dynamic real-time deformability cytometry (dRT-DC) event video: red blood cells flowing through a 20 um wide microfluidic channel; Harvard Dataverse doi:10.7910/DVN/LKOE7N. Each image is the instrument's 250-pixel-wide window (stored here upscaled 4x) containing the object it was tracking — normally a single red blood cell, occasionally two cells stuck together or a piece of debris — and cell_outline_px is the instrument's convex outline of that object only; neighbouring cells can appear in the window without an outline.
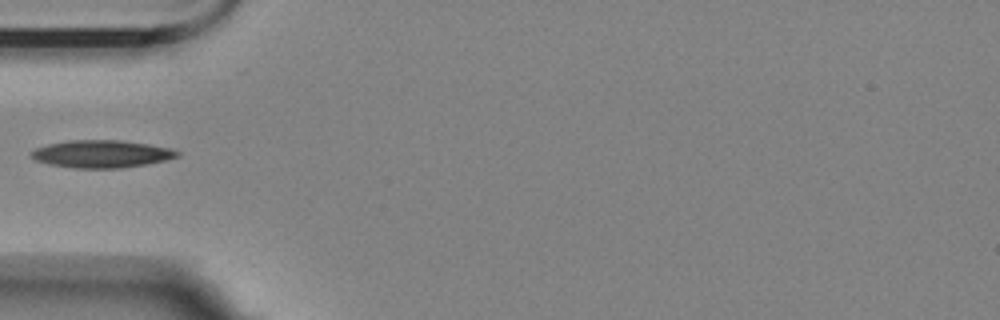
{"species": "Egyptian fruit bat (a non-hibernating species)", "species_latin": "Rousettus aegyptiacus", "temperature_condition": "room temperature", "stored_images_in_passage": 5, "camera_frame_rate_fps": 3000, "um_per_image_px": 0.085, "animal": {"sex": "female"}, "frame": {"image": 1, "passage_image": 4, "time_ms": 3.667, "image_size_px": [1000, 320], "cell_outline_px": [[180, 156], [164, 160], [144, 164], [120, 168], [72, 168], [48, 164], [36, 160], [28, 156], [28, 152], [36, 148], [48, 144], [68, 140], [120, 140], [148, 144], [172, 148], [180, 152]], "centroid_in_image_um": [8.59, 13.08], "position_along_channel_um": 76.4, "area_um2": 23.52}}
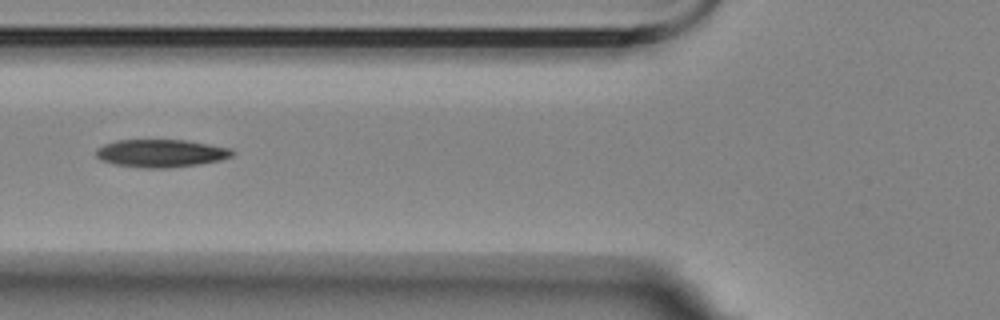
{"frame": {"image": 2, "passage_image": 5, "time_ms": 4.667, "image_size_px": [1000, 320], "cell_outline_px": [[236, 152], [232, 156], [220, 160], [196, 164], [168, 168], [144, 168], [116, 164], [104, 160], [96, 156], [96, 148], [104, 144], [116, 140], [184, 140], [232, 148]], "centroid_in_image_um": [13.7, 13.02], "position_along_channel_um": 112.1, "area_um2": 21.91}}